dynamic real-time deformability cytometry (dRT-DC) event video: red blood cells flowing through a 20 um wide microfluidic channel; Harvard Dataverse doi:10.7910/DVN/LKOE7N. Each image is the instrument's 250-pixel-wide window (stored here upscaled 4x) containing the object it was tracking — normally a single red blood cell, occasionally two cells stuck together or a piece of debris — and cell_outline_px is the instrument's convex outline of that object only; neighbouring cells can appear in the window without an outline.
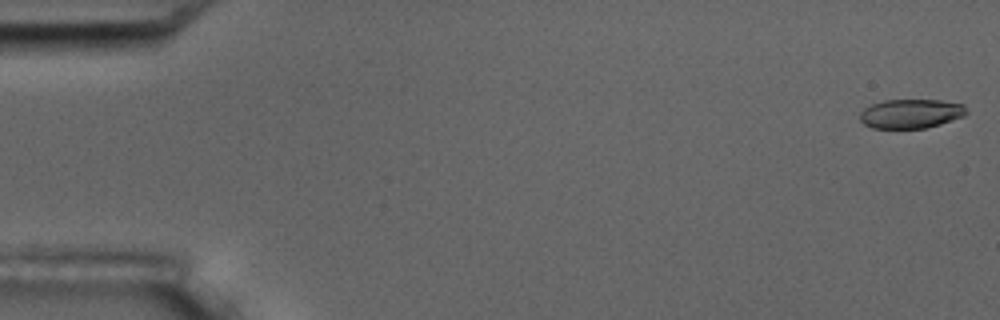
{"species": "common noctule bat (a hibernating species)", "species_latin": "Nyctalus noctula", "temperature_condition": "room temperature", "stored_images_in_passage": 5, "camera_frame_rate_fps": 3000, "um_per_image_px": 0.085, "animal": {"sex": "male", "body_mass_g": 17.5, "forearm_length_mm": 52.3}, "frame": {"image": 1, "passage_image": 1, "time_ms": 0.0, "image_size_px": [1000, 320], "cell_outline_px": [[968, 112], [964, 116], [940, 124], [924, 128], [872, 128], [864, 124], [860, 120], [860, 112], [864, 108], [872, 104], [884, 100], [940, 100], [964, 104]], "centroid_in_image_um": [77.43, 9.66], "position_along_channel_um": 7.6, "area_um2": 18.15}}
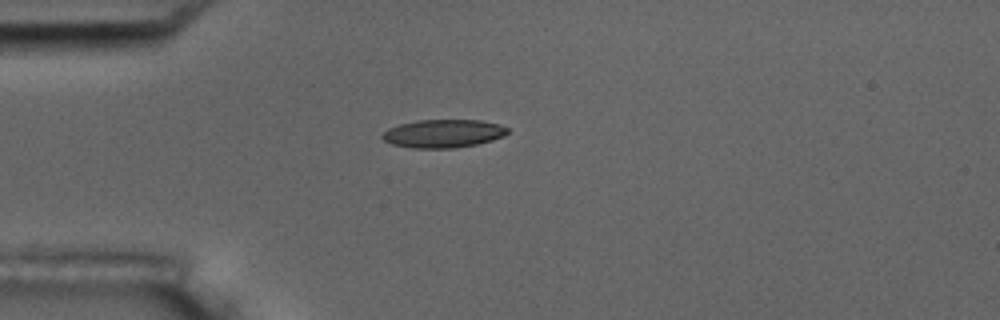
{"frame": {"image": 2, "passage_image": 5, "time_ms": 4.667, "image_size_px": [1000, 320], "cell_outline_px": [[508, 132], [504, 136], [492, 140], [476, 144], [456, 148], [412, 148], [392, 144], [384, 140], [380, 136], [388, 128], [400, 124], [420, 120], [480, 120], [500, 124], [508, 128]], "centroid_in_image_um": [37.68, 11.35], "position_along_channel_um": 47.3, "area_um2": 20.58}}